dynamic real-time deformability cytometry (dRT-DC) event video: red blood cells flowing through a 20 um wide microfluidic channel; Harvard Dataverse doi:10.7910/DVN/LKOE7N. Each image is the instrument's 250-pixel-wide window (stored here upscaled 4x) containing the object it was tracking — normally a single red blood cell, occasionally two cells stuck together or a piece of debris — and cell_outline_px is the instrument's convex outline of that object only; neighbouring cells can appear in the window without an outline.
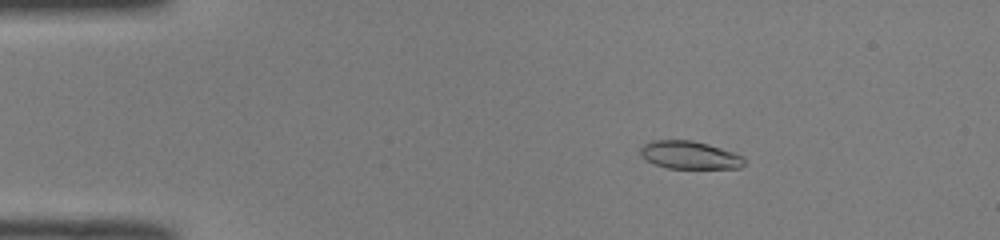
{"species": "common noctule bat (a hibernating species)", "species_latin": "Nyctalus noctula", "temperature_condition": "room temperature", "stored_images_in_passage": 51, "camera_frame_rate_fps": 3000, "um_per_image_px": 0.085, "animal": {"sex": "male", "body_mass_g": 19.0, "forearm_length_mm": 50.8}, "frame": {"image": 1, "passage_image": 9, "time_ms": 2.667, "image_size_px": [1000, 240], "cell_outline_px": [[744, 164], [740, 168], [668, 168], [656, 164], [648, 160], [640, 152], [640, 148], [644, 144], [652, 140], [692, 140], [708, 144], [732, 152], [740, 156], [744, 160]], "centroid_in_image_um": [58.61, 13.17], "position_along_channel_um": 26.4, "area_um2": 16.53}}
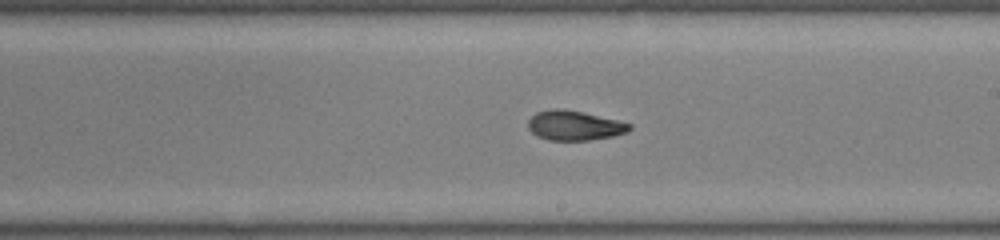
{"frame": {"image": 2, "passage_image": 30, "time_ms": 9.667, "image_size_px": [1000, 240], "cell_outline_px": [[632, 128], [628, 132], [612, 136], [588, 140], [548, 140], [536, 136], [528, 128], [528, 120], [536, 112], [552, 108], [564, 108], [584, 112], [632, 124]], "centroid_in_image_um": [48.8, 10.66], "position_along_channel_um": 240.2, "area_um2": 17.63}}
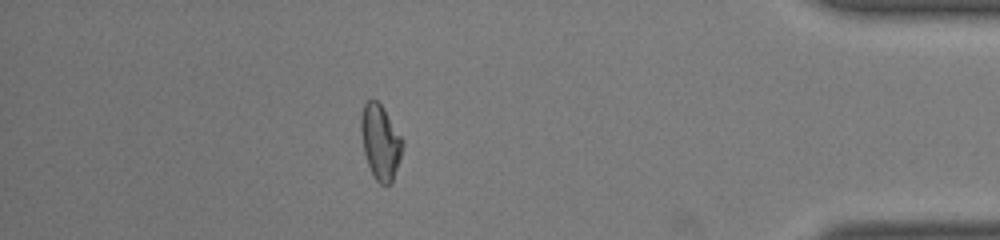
{"frame": {"image": 3, "passage_image": 45, "time_ms": 14.667, "image_size_px": [1000, 240], "cell_outline_px": [[404, 144], [392, 180], [388, 184], [380, 184], [376, 180], [368, 164], [364, 152], [360, 132], [360, 116], [364, 104], [368, 100], [376, 100], [380, 104], [404, 140]], "centroid_in_image_um": [32.31, 12.04], "position_along_channel_um": 402.9, "area_um2": 17.8}, "authors_computed_cell_mechanics": {"area_um2": 17.7446, "velocity_mm_per_s": 4.0569, "shape_relaxation_time_tau1_ms": 10.3327, "shape_relaxation_time_tau2_ms": 3.0134, "deformation_change_tau1": 0.3133, "deformation_change_tau2": 0.0917}}